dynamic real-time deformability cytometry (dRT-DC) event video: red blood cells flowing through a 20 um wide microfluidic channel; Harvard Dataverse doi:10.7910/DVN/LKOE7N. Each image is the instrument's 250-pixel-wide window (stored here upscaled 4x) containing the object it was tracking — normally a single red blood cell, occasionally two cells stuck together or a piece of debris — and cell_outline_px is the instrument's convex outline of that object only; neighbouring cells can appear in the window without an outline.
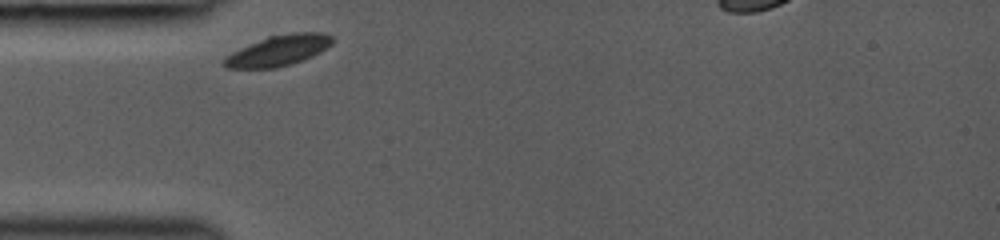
{"species": "common noctule bat (a hibernating species)", "species_latin": "Nyctalus noctula", "temperature_condition": "room temperature", "stored_images_in_passage": 26, "camera_frame_rate_fps": 3000, "um_per_image_px": 0.085, "animal": {"sex": "female", "body_mass_g": 19.0, "forearm_length_mm": 53.3}, "frame": {"image": 1, "passage_image": 1, "time_ms": 0.0, "image_size_px": [1000, 240], "cell_outline_px": [[336, 40], [332, 44], [320, 52], [304, 60], [276, 68], [224, 68], [220, 64], [220, 60], [232, 52], [240, 48], [268, 36], [292, 32], [320, 32], [332, 36]], "centroid_in_image_um": [23.65, 4.3], "position_along_channel_um": 61.4, "area_um2": 19.59}}
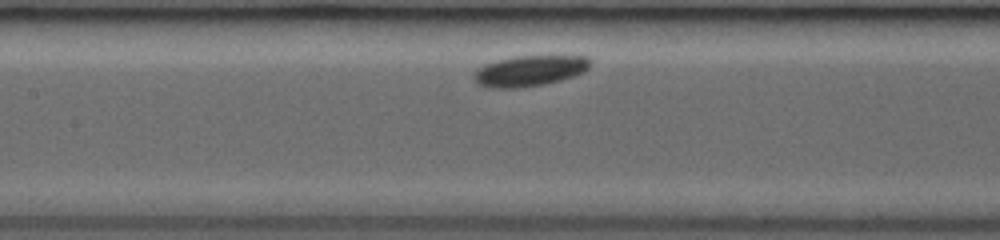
{"frame": {"image": 2, "passage_image": 9, "time_ms": 2.667, "image_size_px": [1000, 240], "cell_outline_px": [[588, 68], [584, 72], [560, 80], [544, 84], [520, 88], [488, 88], [480, 84], [472, 76], [476, 68], [484, 64], [496, 60], [516, 56], [588, 56]], "centroid_in_image_um": [44.96, 6.02], "position_along_channel_um": 162.4, "area_um2": 20.75}}
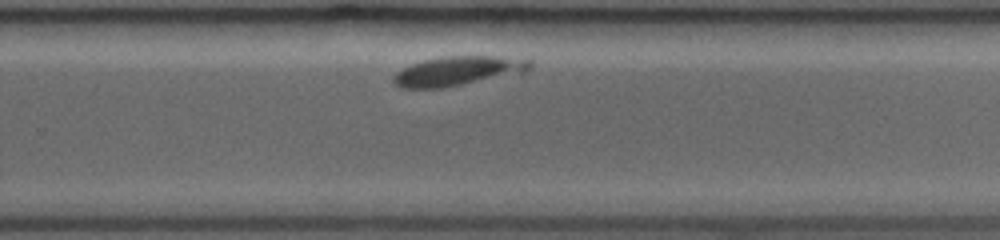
{"frame": {"image": 3, "passage_image": 19, "time_ms": 6.0, "image_size_px": [1000, 240], "cell_outline_px": [[532, 68], [524, 72], [444, 88], [400, 88], [392, 80], [392, 76], [396, 72], [412, 64], [424, 60], [444, 56], [496, 56], [532, 60]], "centroid_in_image_um": [38.91, 6.03], "position_along_channel_um": 290.9, "area_um2": 23.24}}